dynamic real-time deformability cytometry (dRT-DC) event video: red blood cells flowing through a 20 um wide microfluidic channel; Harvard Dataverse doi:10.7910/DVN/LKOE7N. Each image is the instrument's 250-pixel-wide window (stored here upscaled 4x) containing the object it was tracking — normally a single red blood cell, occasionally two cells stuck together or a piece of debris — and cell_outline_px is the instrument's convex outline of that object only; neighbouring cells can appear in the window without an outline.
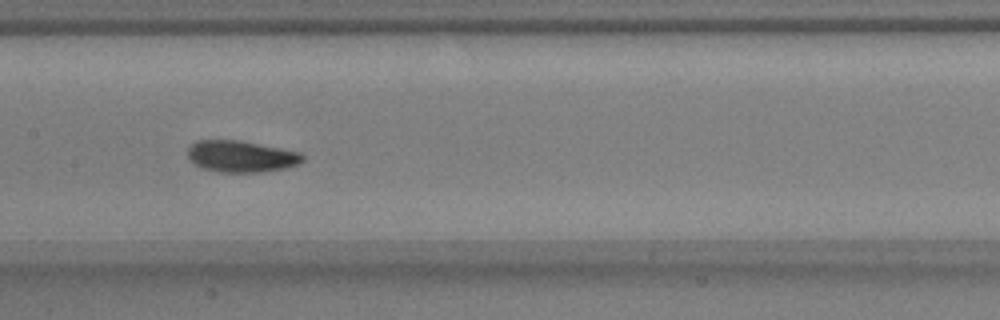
{"species": "common noctule bat (a hibernating species)", "species_latin": "Nyctalus noctula", "temperature_condition": "warm", "stored_images_in_passage": 29, "camera_frame_rate_fps": 3000, "um_per_image_px": 0.085, "animal": {"sex": "male", "body_mass_g": 17.9, "forearm_length_mm": 54.2}, "frame": {"image": 1, "passage_image": 13, "time_ms": 4.0, "image_size_px": [1000, 320], "cell_outline_px": [[304, 160], [300, 164], [284, 168], [260, 172], [220, 172], [204, 168], [188, 160], [188, 148], [196, 140], [240, 140], [300, 152], [304, 156]], "centroid_in_image_um": [20.5, 13.29], "position_along_channel_um": 186.9, "area_um2": 21.1}}
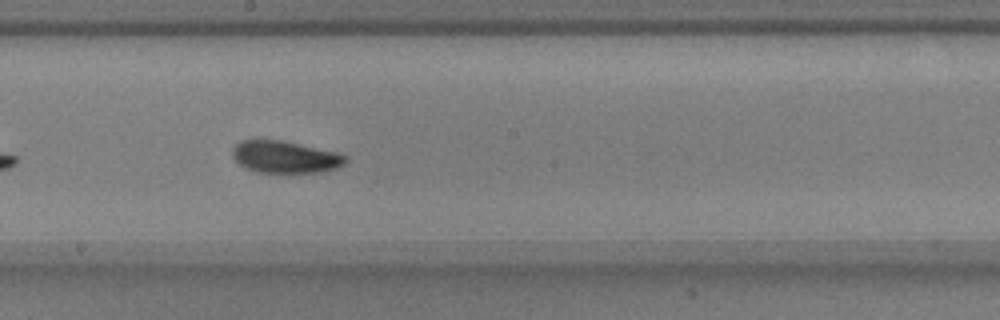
{"frame": {"image": 2, "passage_image": 16, "time_ms": 5.0, "image_size_px": [1000, 320], "cell_outline_px": [[348, 160], [344, 164], [336, 168], [320, 172], [256, 172], [244, 168], [232, 156], [232, 148], [240, 140], [284, 140], [336, 152], [348, 156]], "centroid_in_image_um": [24.23, 13.33], "position_along_channel_um": 224.0, "area_um2": 21.21}, "authors_computed_cell_mechanics": {"area_um2": 21.0392, "velocity_mm_per_s": 3.7194, "shape_relaxation_time_tau1_ms": 3.234, "shape_relaxation_time_tau2_ms": 2.752, "deformation_change_tau1": 0.0993, "deformation_change_tau2": 0.0674}}